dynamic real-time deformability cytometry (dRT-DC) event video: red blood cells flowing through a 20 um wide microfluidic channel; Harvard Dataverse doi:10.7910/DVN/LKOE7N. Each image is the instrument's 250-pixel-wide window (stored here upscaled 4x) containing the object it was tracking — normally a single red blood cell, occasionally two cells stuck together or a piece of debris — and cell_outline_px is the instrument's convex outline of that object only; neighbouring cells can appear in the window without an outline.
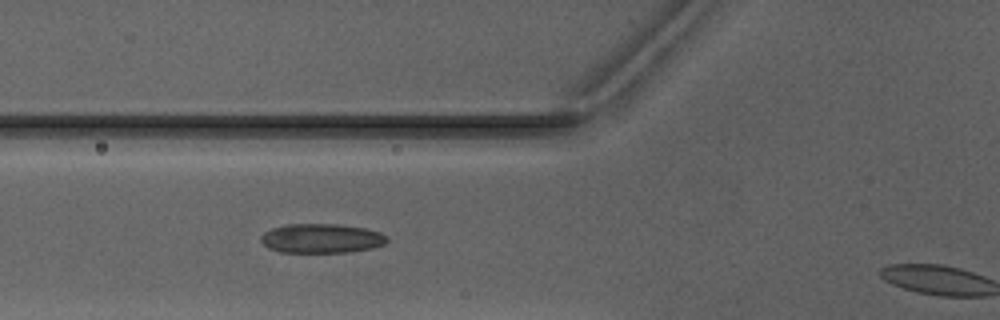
{"species": "Egyptian fruit bat (a non-hibernating species)", "species_latin": "Rousettus aegyptiacus", "temperature_condition": "warm", "stored_images_in_passage": 5, "camera_frame_rate_fps": 3000, "um_per_image_px": 0.085, "animal": {"sex": "male"}, "frame": {"image": 1, "passage_image": 4, "time_ms": 4.333, "image_size_px": [1000, 320], "cell_outline_px": [[388, 240], [384, 244], [372, 248], [352, 252], [280, 252], [268, 248], [260, 240], [260, 236], [264, 232], [272, 228], [288, 224], [336, 224], [364, 228], [380, 232]], "centroid_in_image_um": [27.3, 20.26], "position_along_channel_um": 98.5, "area_um2": 21.5}}